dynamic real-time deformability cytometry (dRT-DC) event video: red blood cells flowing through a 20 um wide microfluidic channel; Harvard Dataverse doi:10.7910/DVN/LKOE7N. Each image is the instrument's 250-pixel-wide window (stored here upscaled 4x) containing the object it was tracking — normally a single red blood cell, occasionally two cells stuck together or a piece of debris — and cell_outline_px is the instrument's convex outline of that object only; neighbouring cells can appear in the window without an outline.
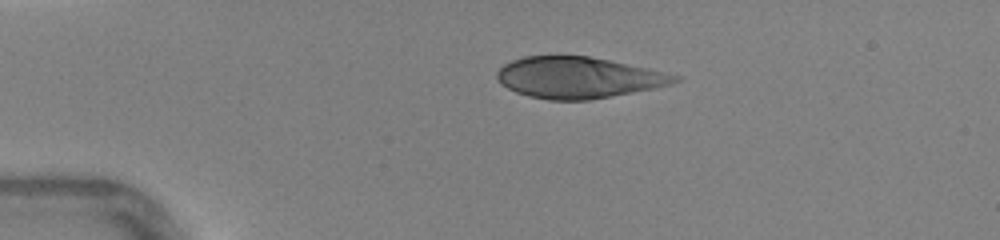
{"species": "human", "species_latin": "Homo sapiens", "temperature_condition": "warm", "stored_images_in_passage": 36, "camera_frame_rate_fps": 3000, "um_per_image_px": 0.085, "donor": {"sex": "female"}, "frame": {"image": 1, "passage_image": 1, "time_ms": 0.0, "image_size_px": [1000, 240], "cell_outline_px": [[684, 76], [680, 80], [672, 84], [656, 88], [588, 100], [548, 100], [528, 96], [516, 92], [500, 84], [496, 80], [496, 72], [504, 64], [512, 60], [524, 56], [588, 56], [648, 68]], "centroid_in_image_um": [49.16, 6.6], "position_along_channel_um": 35.8, "area_um2": 42.83}}
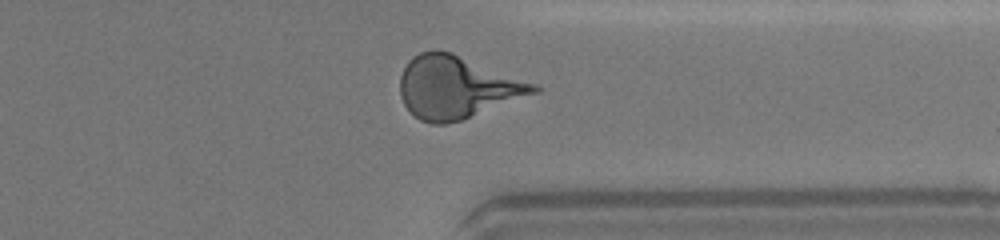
{"frame": {"image": 2, "passage_image": 27, "time_ms": 8.667, "image_size_px": [1000, 240], "cell_outline_px": [[540, 92], [460, 120], [448, 124], [432, 124], [420, 120], [404, 104], [400, 96], [400, 76], [408, 60], [412, 56], [420, 52], [432, 48], [452, 52], [536, 84], [540, 88]], "centroid_in_image_um": [38.81, 7.39], "position_along_channel_um": 372.6, "area_um2": 48.55}, "authors_computed_cell_mechanics": {"area_um2": 46.0955, "velocity_mm_per_s": 4.4167, "shape_relaxation_time_tau1_ms": 4.6076, "shape_relaxation_time_tau2_ms": null, "deformation_change_tau1": 0.2138, "deformation_change_tau2": null}}